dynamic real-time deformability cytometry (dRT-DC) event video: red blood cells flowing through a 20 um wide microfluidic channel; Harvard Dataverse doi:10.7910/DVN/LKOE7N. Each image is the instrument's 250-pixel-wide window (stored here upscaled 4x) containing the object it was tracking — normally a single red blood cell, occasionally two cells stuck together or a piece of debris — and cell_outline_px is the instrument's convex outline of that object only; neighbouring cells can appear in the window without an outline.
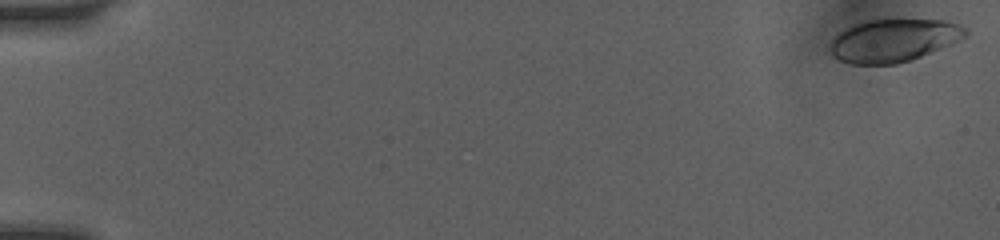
{"species": "human", "species_latin": "Homo sapiens", "temperature_condition": "room temperature", "stored_images_in_passage": 7, "camera_frame_rate_fps": 3000, "um_per_image_px": 0.085, "donor": {"sex": "female"}, "frame": {"image": 1, "passage_image": 1, "time_ms": 0.0, "image_size_px": [1000, 240], "cell_outline_px": [[968, 32], [964, 36], [948, 44], [920, 56], [896, 64], [852, 64], [840, 60], [832, 52], [832, 40], [840, 32], [864, 20], [884, 16], [944, 20], [968, 28]], "centroid_in_image_um": [75.96, 3.36], "position_along_channel_um": 9.0, "area_um2": 33.93}}
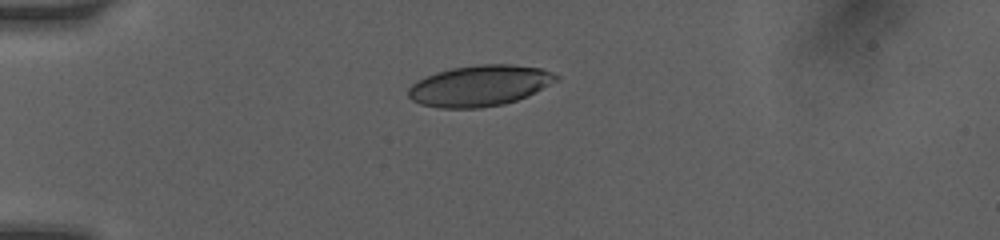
{"frame": {"image": 2, "passage_image": 6, "time_ms": 4.333, "image_size_px": [1000, 240], "cell_outline_px": [[560, 80], [528, 96], [504, 104], [480, 108], [440, 108], [420, 104], [412, 100], [408, 96], [408, 88], [412, 84], [436, 72], [452, 68], [480, 64], [512, 64], [540, 68], [552, 72], [560, 76]], "centroid_in_image_um": [40.81, 7.29], "position_along_channel_um": 44.2, "area_um2": 35.37}}